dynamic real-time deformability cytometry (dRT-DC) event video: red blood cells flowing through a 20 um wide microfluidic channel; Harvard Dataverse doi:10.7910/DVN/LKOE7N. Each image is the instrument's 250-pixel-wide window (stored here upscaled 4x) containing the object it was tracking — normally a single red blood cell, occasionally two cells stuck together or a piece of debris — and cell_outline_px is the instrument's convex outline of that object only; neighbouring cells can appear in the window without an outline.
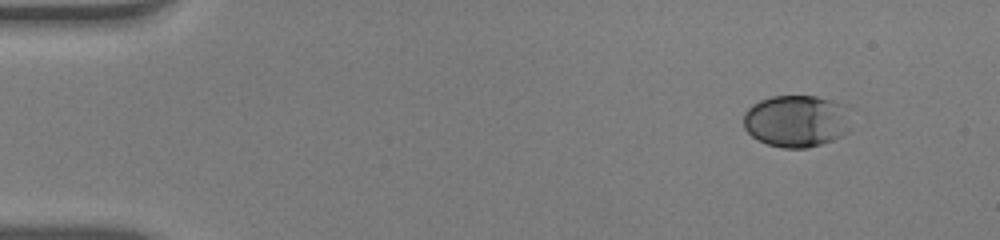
{"species": "human", "species_latin": "Homo sapiens", "temperature_condition": "warm", "stored_images_in_passage": 11, "camera_frame_rate_fps": 3000, "um_per_image_px": 0.085, "donor": {"sex": "male"}, "frame": {"image": 1, "passage_image": 1, "time_ms": 0.0, "image_size_px": [1000, 240], "cell_outline_px": [[848, 132], [832, 140], [808, 148], [784, 148], [768, 144], [752, 136], [744, 128], [744, 112], [752, 104], [760, 100], [772, 96], [816, 96], [832, 100], [840, 104], [848, 128]], "centroid_in_image_um": [67.6, 10.29], "position_along_channel_um": 17.4, "area_um2": 31.96}}